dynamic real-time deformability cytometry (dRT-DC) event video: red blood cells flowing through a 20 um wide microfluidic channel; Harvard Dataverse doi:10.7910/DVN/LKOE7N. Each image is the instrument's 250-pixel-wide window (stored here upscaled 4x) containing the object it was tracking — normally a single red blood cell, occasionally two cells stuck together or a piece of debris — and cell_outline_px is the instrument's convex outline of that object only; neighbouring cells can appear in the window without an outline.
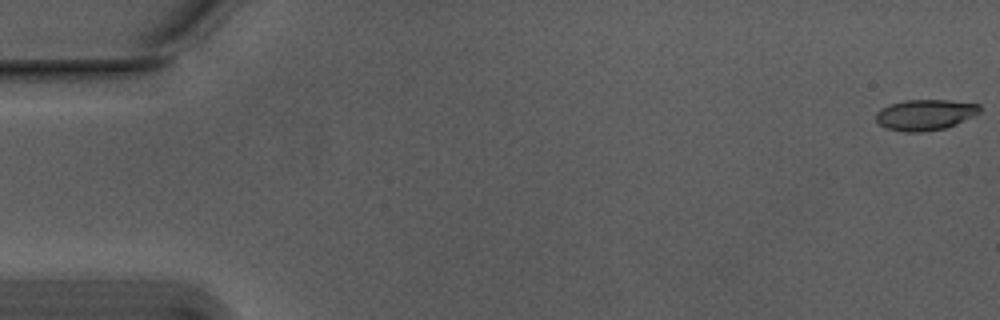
{"species": "Egyptian fruit bat (a non-hibernating species)", "species_latin": "Rousettus aegyptiacus", "temperature_condition": "warm", "stored_images_in_passage": 4, "camera_frame_rate_fps": 3000, "um_per_image_px": 0.085, "animal": {"sex": "male"}, "frame": {"image": 1, "passage_image": 1, "time_ms": 0.0, "image_size_px": [1000, 320], "cell_outline_px": [[980, 112], [956, 124], [944, 128], [924, 132], [904, 132], [884, 128], [876, 120], [876, 112], [880, 108], [904, 100], [948, 100], [980, 104]], "centroid_in_image_um": [78.61, 9.76], "position_along_channel_um": 6.4, "area_um2": 18.61}}